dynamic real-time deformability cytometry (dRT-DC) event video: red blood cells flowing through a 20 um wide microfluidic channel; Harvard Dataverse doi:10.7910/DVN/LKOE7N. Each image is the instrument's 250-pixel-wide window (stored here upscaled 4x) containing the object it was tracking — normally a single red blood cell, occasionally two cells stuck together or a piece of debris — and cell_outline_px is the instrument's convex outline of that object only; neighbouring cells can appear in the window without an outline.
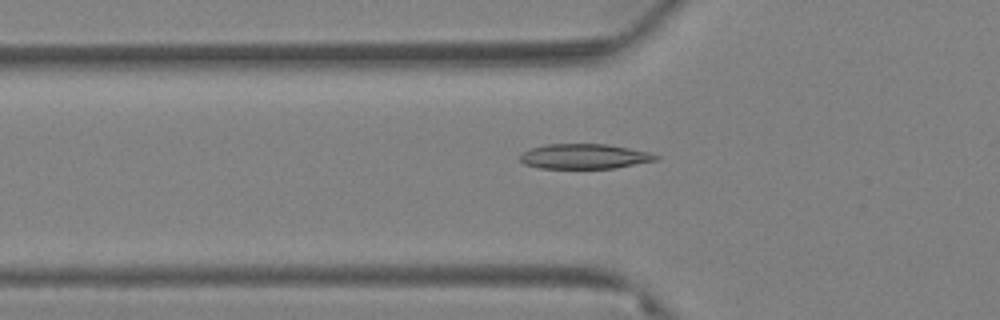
{"species": "Egyptian fruit bat (a non-hibernating species)", "species_latin": "Rousettus aegyptiacus", "temperature_condition": "warm", "stored_images_in_passage": 64, "camera_frame_rate_fps": 3000, "um_per_image_px": 0.085, "animal": {"sex": "female"}, "frame": {"image": 1, "passage_image": 23, "time_ms": 7.333, "image_size_px": [1000, 320], "cell_outline_px": [[660, 160], [616, 168], [540, 168], [524, 164], [520, 160], [520, 156], [524, 152], [532, 148], [548, 144], [608, 144], [648, 152], [660, 156]], "centroid_in_image_um": [49.73, 13.3], "position_along_channel_um": 76.1, "area_um2": 19.71}}
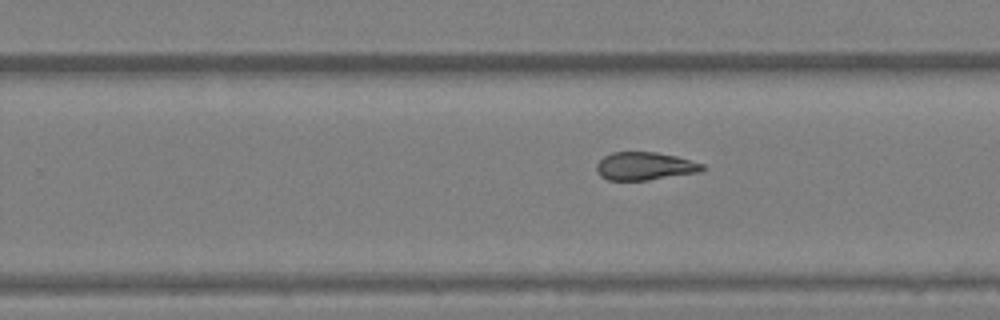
{"frame": {"image": 2, "passage_image": 41, "time_ms": 13.333, "image_size_px": [1000, 320], "cell_outline_px": [[704, 168], [700, 172], [648, 180], [608, 180], [600, 176], [596, 168], [596, 164], [604, 156], [612, 152], [656, 152], [676, 156], [704, 164]], "centroid_in_image_um": [54.79, 14.12], "position_along_channel_um": 275.0, "area_um2": 17.22}}
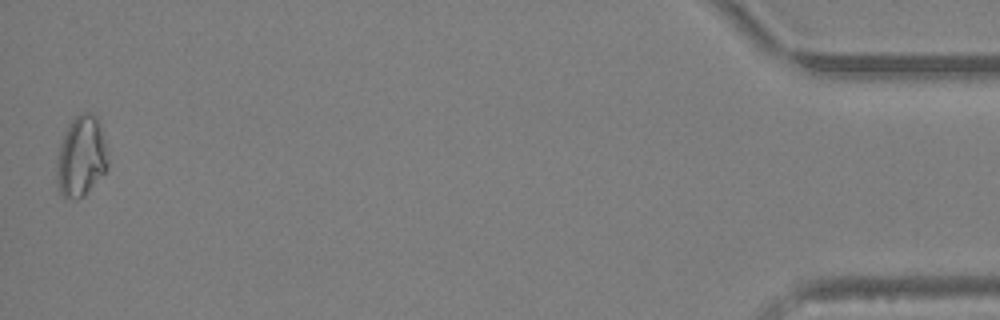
{"frame": {"image": 3, "passage_image": 63, "time_ms": 20.667, "image_size_px": [1000, 320], "cell_outline_px": [[108, 168], [84, 196], [76, 200], [64, 196], [60, 192], [56, 176], [56, 156], [60, 144], [68, 124], [80, 112], [92, 112], [96, 116], [104, 140], [108, 160]], "centroid_in_image_um": [6.88, 13.3], "position_along_channel_um": 428.3, "area_um2": 24.04}, "authors_computed_cell_mechanics": {"area_um2": 19.3341, "velocity_mm_per_s": 3.3179, "shape_relaxation_time_tau1_ms": null, "shape_relaxation_time_tau2_ms": 1.5762, "deformation_change_tau1": null, "deformation_change_tau2": 0.0711}}